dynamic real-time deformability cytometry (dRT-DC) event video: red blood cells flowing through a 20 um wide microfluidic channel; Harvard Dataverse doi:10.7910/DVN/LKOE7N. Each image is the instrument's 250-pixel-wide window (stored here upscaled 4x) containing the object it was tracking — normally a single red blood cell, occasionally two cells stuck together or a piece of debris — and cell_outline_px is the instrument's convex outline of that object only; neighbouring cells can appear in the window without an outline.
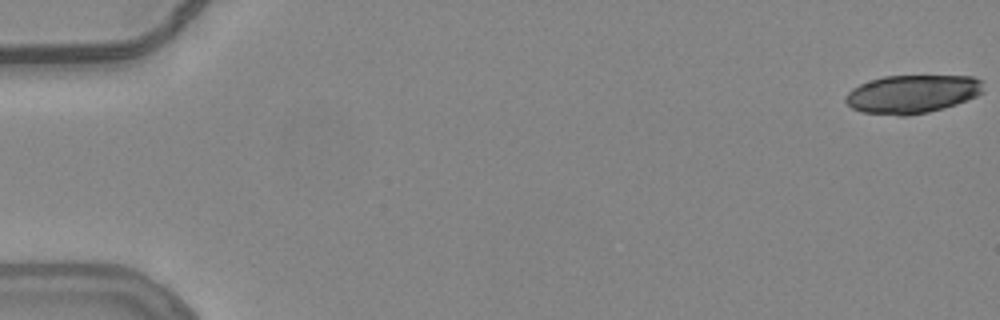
{"species": "common noctule bat (a hibernating species)", "species_latin": "Nyctalus noctula", "temperature_condition": "warm", "stored_images_in_passage": 11, "camera_frame_rate_fps": 3000, "um_per_image_px": 0.085, "animal": {"sex": "female", "body_mass_g": 24.6, "forearm_length_mm": 56.2}, "frame": {"image": 1, "passage_image": 1, "time_ms": 0.0, "image_size_px": [1000, 320], "cell_outline_px": [[984, 92], [976, 96], [956, 104], [944, 108], [928, 112], [908, 116], [900, 116], [860, 112], [852, 108], [844, 100], [844, 96], [852, 88], [860, 84], [884, 76], [972, 76], [984, 80]], "centroid_in_image_um": [77.55, 8.0], "position_along_channel_um": 7.4, "area_um2": 31.04}}